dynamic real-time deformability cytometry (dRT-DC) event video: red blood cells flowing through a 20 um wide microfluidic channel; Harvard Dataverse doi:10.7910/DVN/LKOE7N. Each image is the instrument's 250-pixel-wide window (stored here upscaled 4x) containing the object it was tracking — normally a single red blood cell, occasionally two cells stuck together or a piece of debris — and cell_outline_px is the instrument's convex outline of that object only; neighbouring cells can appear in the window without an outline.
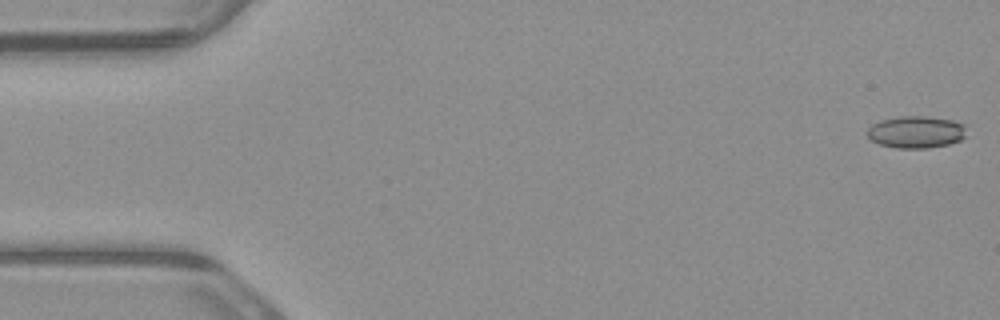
{"species": "common noctule bat (a hibernating species)", "species_latin": "Nyctalus noctula", "temperature_condition": "warm", "stored_images_in_passage": 4, "camera_frame_rate_fps": 3000, "um_per_image_px": 0.085, "animal": {"sex": "male", "body_mass_g": 23.1, "forearm_length_mm": 52.7}, "frame": {"image": 1, "passage_image": 1, "time_ms": 0.0, "image_size_px": [1000, 320], "cell_outline_px": [[964, 136], [960, 140], [948, 144], [928, 148], [896, 148], [880, 144], [872, 140], [868, 136], [868, 128], [872, 124], [880, 120], [900, 116], [924, 116], [952, 120], [964, 124]], "centroid_in_image_um": [77.84, 11.22], "position_along_channel_um": 7.2, "area_um2": 18.38}}
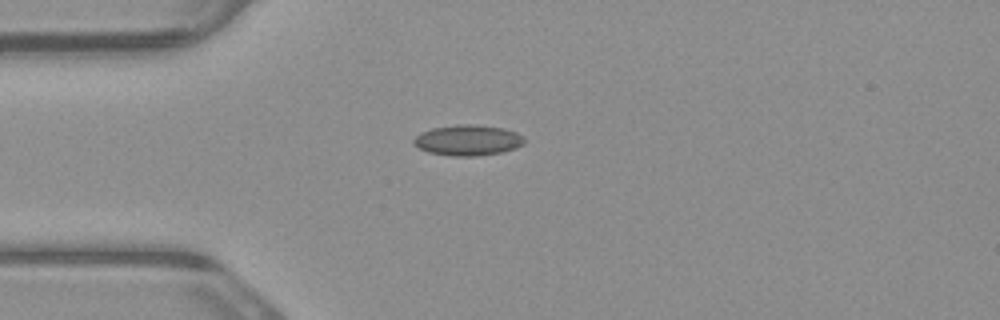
{"frame": {"image": 2, "passage_image": 4, "time_ms": 1.0, "image_size_px": [1000, 320], "cell_outline_px": [[524, 144], [516, 148], [504, 152], [476, 156], [452, 156], [428, 152], [420, 148], [412, 140], [420, 132], [432, 128], [460, 124], [476, 124], [504, 128], [516, 132], [524, 136]], "centroid_in_image_um": [39.81, 11.91], "position_along_channel_um": 45.2, "area_um2": 19.88}}